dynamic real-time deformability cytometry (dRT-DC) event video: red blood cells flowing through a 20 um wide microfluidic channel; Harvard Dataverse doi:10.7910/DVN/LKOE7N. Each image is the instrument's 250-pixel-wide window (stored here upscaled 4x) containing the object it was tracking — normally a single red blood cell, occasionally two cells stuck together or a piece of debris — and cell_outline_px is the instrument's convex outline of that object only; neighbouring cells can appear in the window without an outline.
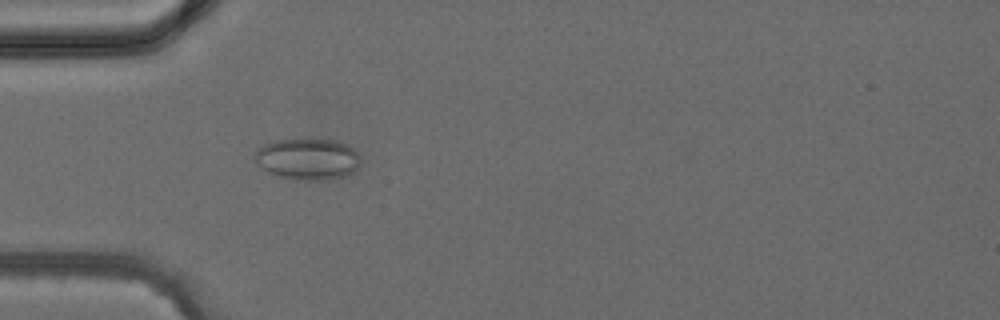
{"species": "common noctule bat (a hibernating species)", "species_latin": "Nyctalus noctula", "temperature_condition": "cold", "stored_images_in_passage": 4, "camera_frame_rate_fps": 3000, "um_per_image_px": 0.085, "animal": {"sex": "female", "body_mass_g": 24.6, "forearm_length_mm": 56.2}, "frame": {"image": 1, "passage_image": 4, "time_ms": 3.333, "image_size_px": [1000, 320], "cell_outline_px": [[360, 164], [352, 172], [344, 176], [328, 180], [308, 180], [280, 176], [268, 172], [256, 164], [252, 156], [256, 148], [264, 144], [276, 140], [308, 136], [312, 136], [340, 140], [348, 144], [360, 156]], "centroid_in_image_um": [26.14, 13.44], "position_along_channel_um": 58.9, "area_um2": 26.53}}